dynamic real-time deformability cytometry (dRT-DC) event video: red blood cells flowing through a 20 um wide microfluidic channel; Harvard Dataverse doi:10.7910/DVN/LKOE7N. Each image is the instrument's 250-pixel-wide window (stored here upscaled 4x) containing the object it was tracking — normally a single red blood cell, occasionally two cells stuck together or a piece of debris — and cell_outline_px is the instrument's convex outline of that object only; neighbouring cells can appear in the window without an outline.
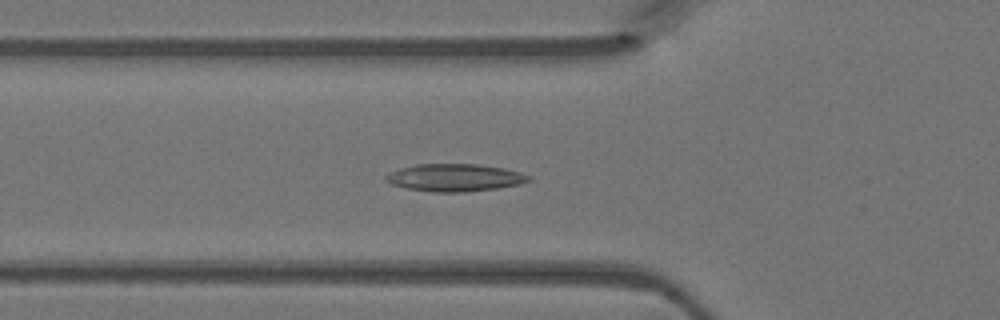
{"species": "Egyptian fruit bat (a non-hibernating species)", "species_latin": "Rousettus aegyptiacus", "temperature_condition": "warm", "stored_images_in_passage": 33, "camera_frame_rate_fps": 3000, "um_per_image_px": 0.085, "animal": {"sex": "female"}, "frame": {"image": 1, "passage_image": 2, "time_ms": 0.333, "image_size_px": [1000, 320], "cell_outline_px": [[532, 180], [520, 184], [496, 188], [464, 192], [432, 192], [408, 188], [392, 184], [384, 176], [388, 172], [400, 168], [416, 164], [476, 164], [504, 168], [520, 172], [532, 176]], "centroid_in_image_um": [38.68, 15.09], "position_along_channel_um": 87.1, "area_um2": 22.83}}
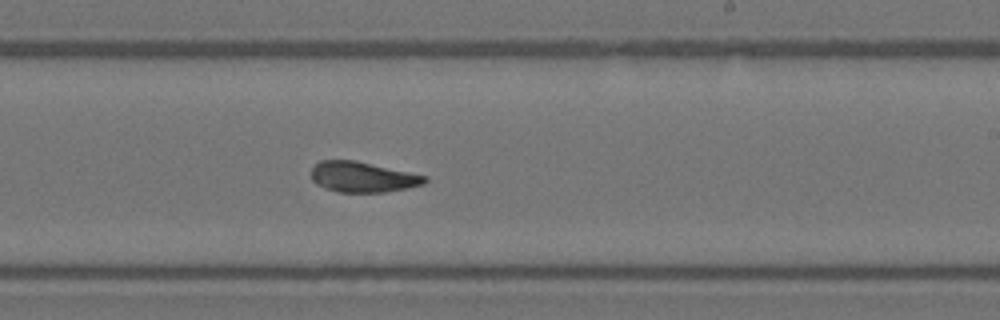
{"frame": {"image": 2, "passage_image": 14, "time_ms": 4.333, "image_size_px": [1000, 320], "cell_outline_px": [[428, 180], [424, 184], [384, 192], [340, 192], [324, 188], [316, 184], [312, 180], [312, 168], [320, 160], [356, 160], [428, 176]], "centroid_in_image_um": [30.82, 15.04], "position_along_channel_um": 258.2, "area_um2": 20.11}}
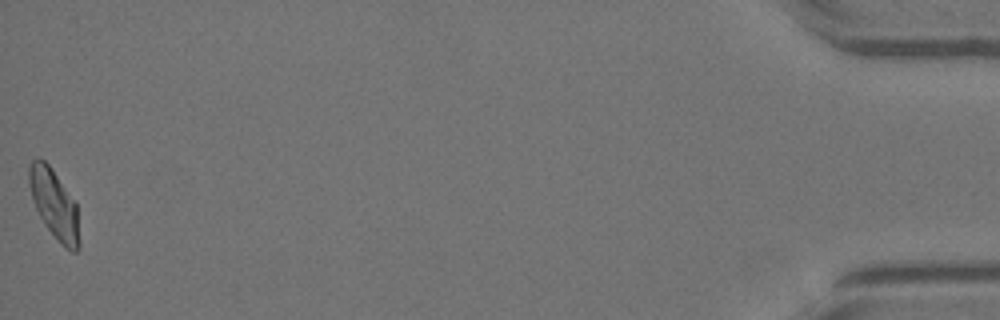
{"frame": {"image": 3, "passage_image": 33, "time_ms": 10.667, "image_size_px": [1000, 320], "cell_outline_px": [[80, 248], [76, 252], [72, 252], [64, 248], [60, 244], [48, 228], [40, 216], [32, 200], [28, 184], [28, 164], [36, 156], [40, 156], [52, 168], [76, 204], [80, 240]], "centroid_in_image_um": [4.59, 17.34], "position_along_channel_um": 430.6, "area_um2": 20.46}}